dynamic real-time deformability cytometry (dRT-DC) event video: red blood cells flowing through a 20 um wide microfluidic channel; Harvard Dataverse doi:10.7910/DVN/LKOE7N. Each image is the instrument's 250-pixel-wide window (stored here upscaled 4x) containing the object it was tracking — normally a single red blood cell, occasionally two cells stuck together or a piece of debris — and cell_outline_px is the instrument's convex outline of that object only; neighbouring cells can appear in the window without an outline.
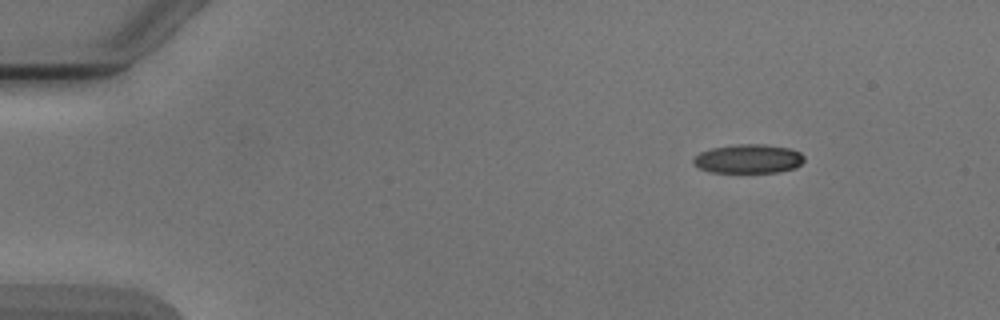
{"species": "Egyptian fruit bat (a non-hibernating species)", "species_latin": "Rousettus aegyptiacus", "temperature_condition": "cold", "stored_images_in_passage": 4, "camera_frame_rate_fps": 3000, "um_per_image_px": 0.085, "animal": {"sex": "male"}, "frame": {"image": 1, "passage_image": 1, "time_ms": 0.0, "image_size_px": [1000, 320], "cell_outline_px": [[804, 160], [796, 168], [780, 172], [708, 172], [696, 168], [692, 164], [692, 160], [700, 152], [712, 148], [736, 144], [764, 144], [788, 148], [800, 152], [804, 156]], "centroid_in_image_um": [63.58, 13.5], "position_along_channel_um": 21.4, "area_um2": 18.9}}